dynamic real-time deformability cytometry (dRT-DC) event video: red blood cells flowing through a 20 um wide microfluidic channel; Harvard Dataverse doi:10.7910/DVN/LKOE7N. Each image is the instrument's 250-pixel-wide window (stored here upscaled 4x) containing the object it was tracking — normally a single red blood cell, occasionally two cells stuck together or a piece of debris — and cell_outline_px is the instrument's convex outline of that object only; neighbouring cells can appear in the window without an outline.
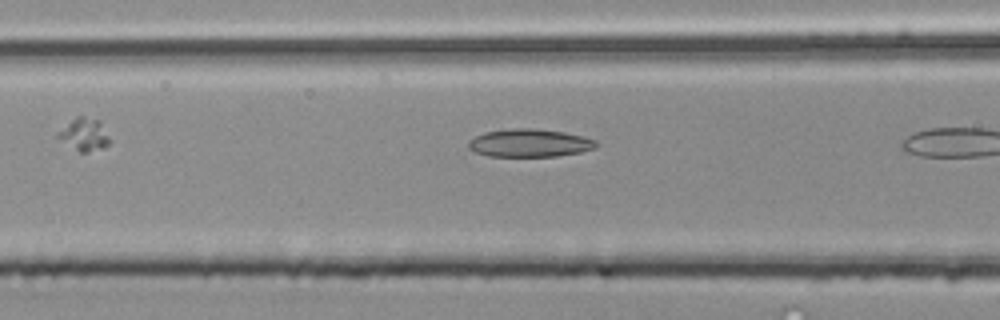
{"species": "common noctule bat (a hibernating species)", "species_latin": "Nyctalus noctula", "temperature_condition": "room temperature", "stored_images_in_passage": 7, "camera_frame_rate_fps": 3000, "um_per_image_px": 0.085, "animal": {"sex": "male", "body_mass_g": 20.4}, "frame": {"image": 1, "passage_image": 5, "time_ms": 1.333, "image_size_px": [1000, 320], "cell_outline_px": [[600, 144], [596, 148], [580, 152], [556, 156], [488, 156], [476, 152], [468, 148], [468, 144], [476, 136], [484, 132], [512, 128], [532, 128], [564, 132], [584, 136], [596, 140]], "centroid_in_image_um": [45.07, 12.15], "position_along_channel_um": 121.5, "area_um2": 20.81}}